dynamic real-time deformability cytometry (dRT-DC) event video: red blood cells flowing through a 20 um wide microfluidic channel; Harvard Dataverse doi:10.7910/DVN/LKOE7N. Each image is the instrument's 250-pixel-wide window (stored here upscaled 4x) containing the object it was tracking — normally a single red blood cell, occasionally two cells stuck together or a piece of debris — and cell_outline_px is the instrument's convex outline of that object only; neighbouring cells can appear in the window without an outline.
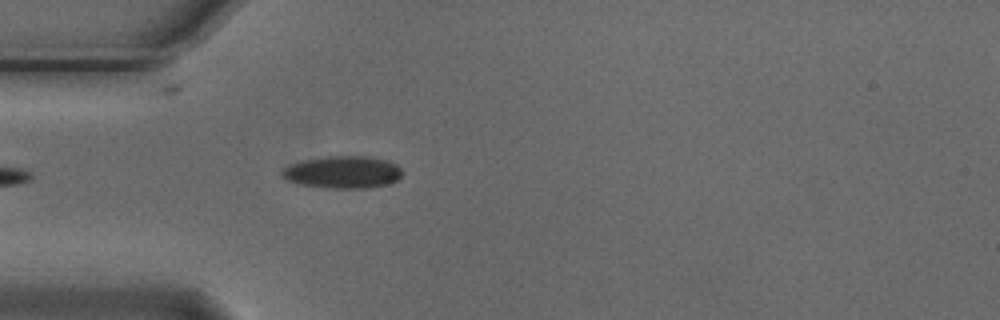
{"species": "Egyptian fruit bat (a non-hibernating species)", "species_latin": "Rousettus aegyptiacus", "temperature_condition": "cold", "stored_images_in_passage": 4, "camera_frame_rate_fps": 3000, "um_per_image_px": 0.085, "animal": {"sex": "male"}, "frame": {"image": 1, "passage_image": 4, "time_ms": 1.0, "image_size_px": [1000, 320], "cell_outline_px": [[400, 176], [396, 180], [388, 184], [364, 188], [328, 188], [300, 184], [288, 180], [280, 176], [280, 172], [288, 164], [300, 160], [328, 156], [364, 156], [388, 160], [396, 164], [400, 168]], "centroid_in_image_um": [29.08, 14.62], "position_along_channel_um": 55.9, "area_um2": 22.66}}